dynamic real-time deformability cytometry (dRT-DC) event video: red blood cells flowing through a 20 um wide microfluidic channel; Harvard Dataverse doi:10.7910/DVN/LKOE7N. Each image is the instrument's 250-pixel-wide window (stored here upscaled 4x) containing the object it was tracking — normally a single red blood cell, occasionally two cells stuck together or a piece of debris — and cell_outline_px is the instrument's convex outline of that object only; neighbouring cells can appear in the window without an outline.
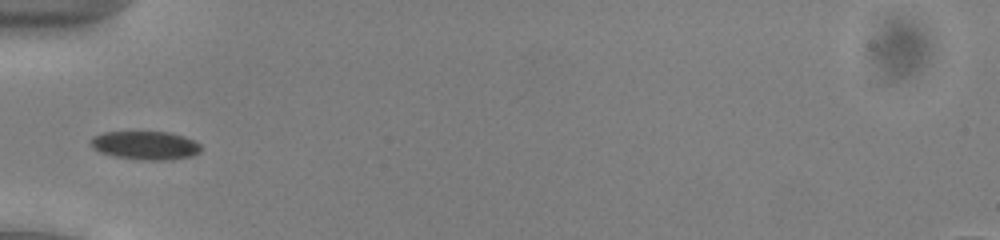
{"species": "common noctule bat (a hibernating species)", "species_latin": "Nyctalus noctula", "temperature_condition": "cold", "stored_images_in_passage": 33, "camera_frame_rate_fps": 3000, "um_per_image_px": 0.085, "animal": {"sex": "male", "body_mass_g": 13.0, "forearm_length_mm": 53.1}, "frame": {"image": 1, "passage_image": 1, "time_ms": 0.0, "image_size_px": [1000, 240], "cell_outline_px": [[200, 152], [192, 156], [172, 160], [140, 160], [116, 156], [100, 152], [92, 148], [92, 136], [104, 132], [172, 132], [196, 140], [200, 144]], "centroid_in_image_um": [12.41, 12.36], "position_along_channel_um": 72.6, "area_um2": 18.44}}
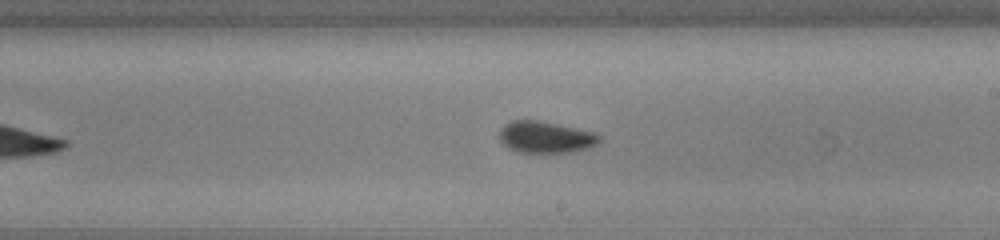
{"frame": {"image": 2, "passage_image": 14, "time_ms": 4.333, "image_size_px": [1000, 240], "cell_outline_px": [[600, 140], [596, 144], [588, 148], [576, 152], [516, 152], [508, 148], [496, 136], [500, 128], [504, 124], [512, 120], [540, 120], [596, 132], [600, 136]], "centroid_in_image_um": [46.34, 11.65], "position_along_channel_um": 242.7, "area_um2": 18.79}}
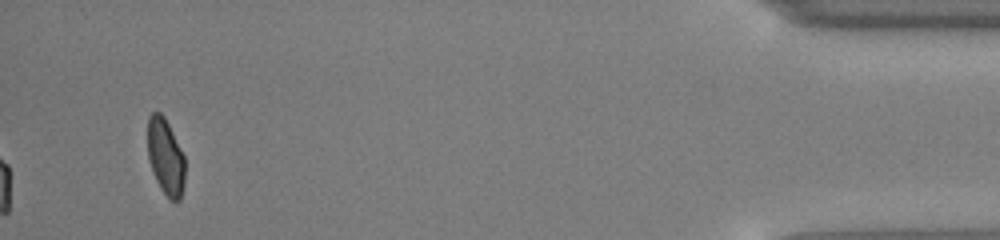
{"frame": {"image": 3, "passage_image": 33, "time_ms": 10.667, "image_size_px": [1000, 240], "cell_outline_px": [[184, 184], [180, 200], [172, 200], [160, 188], [152, 172], [148, 160], [148, 116], [152, 112], [160, 112], [164, 116], [184, 156]], "centroid_in_image_um": [14.05, 13.32], "position_along_channel_um": 421.1, "area_um2": 16.42}, "authors_computed_cell_mechanics": {"area_um2": 18.4382, "velocity_mm_per_s": 3.9351, "shape_relaxation_time_tau1_ms": 3.9828, "shape_relaxation_time_tau2_ms": 1.5416, "deformation_change_tau1": 0.083, "deformation_change_tau2": 0.0355}}